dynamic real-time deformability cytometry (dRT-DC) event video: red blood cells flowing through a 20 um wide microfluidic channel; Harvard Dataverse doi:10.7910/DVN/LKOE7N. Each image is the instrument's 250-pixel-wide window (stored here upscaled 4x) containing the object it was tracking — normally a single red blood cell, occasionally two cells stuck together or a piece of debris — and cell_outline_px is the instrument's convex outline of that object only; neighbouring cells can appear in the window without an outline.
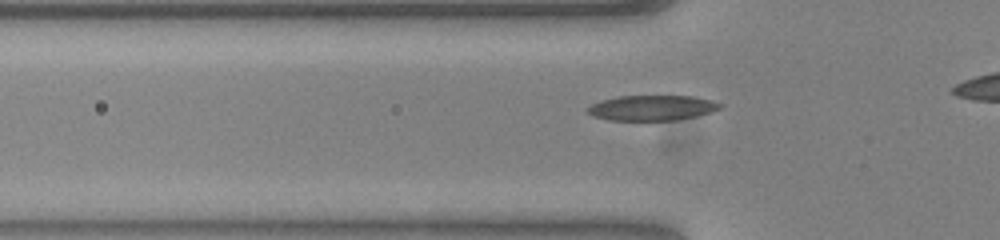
{"species": "common noctule bat (a hibernating species)", "species_latin": "Nyctalus noctula", "temperature_condition": "warm", "stored_images_in_passage": 8, "camera_frame_rate_fps": 3000, "um_per_image_px": 0.085, "animal": {"sex": "female", "body_mass_g": 23.0, "forearm_length_mm": 53.4}, "frame": {"image": 1, "passage_image": 2, "time_ms": 0.333, "image_size_px": [1000, 240], "cell_outline_px": [[724, 104], [720, 108], [712, 112], [696, 116], [676, 120], [608, 120], [592, 116], [584, 108], [600, 100], [620, 96], [692, 96], [712, 100]], "centroid_in_image_um": [55.41, 9.17], "position_along_channel_um": 70.4, "area_um2": 19.59}}
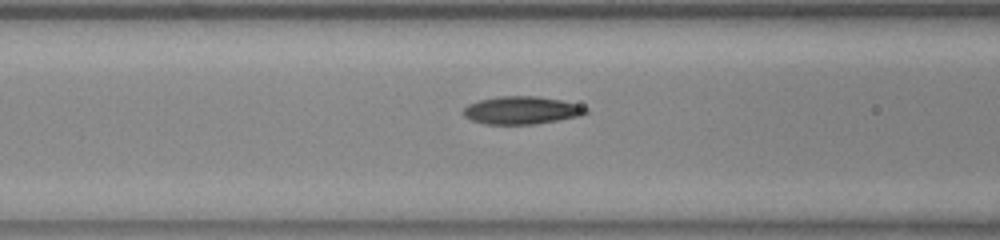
{"frame": {"image": 2, "passage_image": 6, "time_ms": 1.667, "image_size_px": [1000, 240], "cell_outline_px": [[588, 112], [580, 116], [532, 124], [488, 124], [472, 120], [464, 116], [464, 108], [468, 104], [480, 100], [500, 96], [536, 96], [560, 100], [576, 104], [588, 108]], "centroid_in_image_um": [44.33, 9.37], "position_along_channel_um": 122.3, "area_um2": 19.54}}